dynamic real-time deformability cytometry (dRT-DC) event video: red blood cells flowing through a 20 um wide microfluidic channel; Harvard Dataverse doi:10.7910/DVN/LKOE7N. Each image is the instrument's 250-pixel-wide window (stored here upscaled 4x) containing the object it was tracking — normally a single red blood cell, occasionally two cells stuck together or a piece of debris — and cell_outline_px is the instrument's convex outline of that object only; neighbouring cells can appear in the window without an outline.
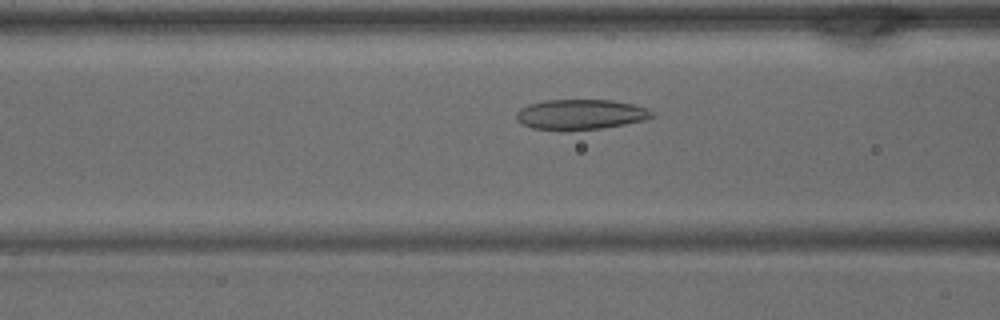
{"species": "common noctule bat (a hibernating species)", "species_latin": "Nyctalus noctula", "temperature_condition": "warm", "stored_images_in_passage": 37, "camera_frame_rate_fps": 3000, "um_per_image_px": 0.085, "animal": {"sex": "male", "body_mass_g": 15.6}, "frame": {"image": 1, "passage_image": 12, "time_ms": 3.667, "image_size_px": [1000, 320], "cell_outline_px": [[652, 116], [644, 120], [624, 124], [600, 128], [532, 128], [516, 120], [516, 112], [520, 108], [528, 104], [544, 100], [612, 100], [632, 104], [648, 108], [652, 112]], "centroid_in_image_um": [49.34, 9.69], "position_along_channel_um": 117.3, "area_um2": 23.12}}
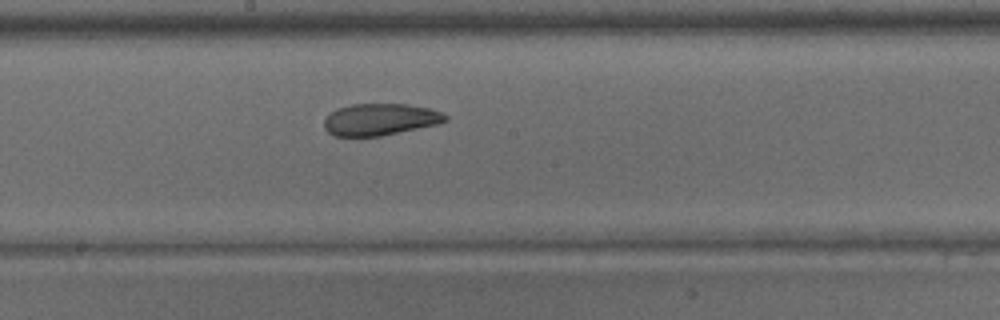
{"frame": {"image": 2, "passage_image": 18, "time_ms": 5.667, "image_size_px": [1000, 320], "cell_outline_px": [[448, 120], [440, 124], [380, 136], [336, 136], [328, 132], [324, 128], [324, 120], [336, 108], [352, 104], [408, 104], [428, 108], [440, 112], [448, 116]], "centroid_in_image_um": [32.33, 10.15], "position_along_channel_um": 215.9, "area_um2": 22.48}}
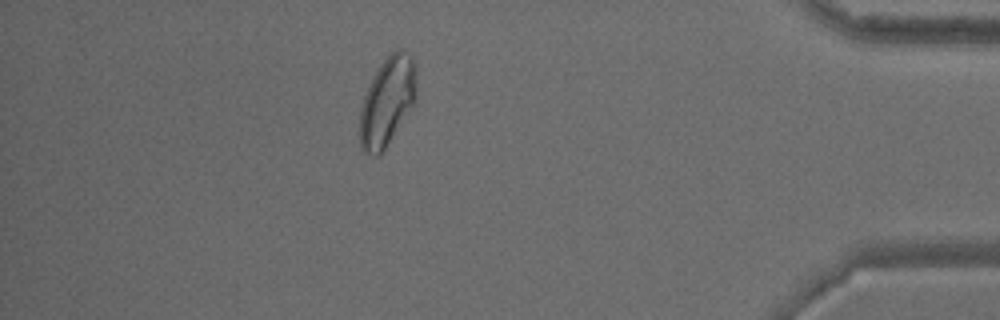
{"frame": {"image": 3, "passage_image": 32, "time_ms": 10.333, "image_size_px": [1000, 320], "cell_outline_px": [[416, 100], [380, 156], [372, 156], [364, 152], [360, 148], [360, 112], [364, 96], [372, 76], [380, 64], [392, 52], [400, 48], [404, 48], [412, 56], [416, 64]], "centroid_in_image_um": [32.93, 8.6], "position_along_channel_um": 402.3, "area_um2": 29.48}}